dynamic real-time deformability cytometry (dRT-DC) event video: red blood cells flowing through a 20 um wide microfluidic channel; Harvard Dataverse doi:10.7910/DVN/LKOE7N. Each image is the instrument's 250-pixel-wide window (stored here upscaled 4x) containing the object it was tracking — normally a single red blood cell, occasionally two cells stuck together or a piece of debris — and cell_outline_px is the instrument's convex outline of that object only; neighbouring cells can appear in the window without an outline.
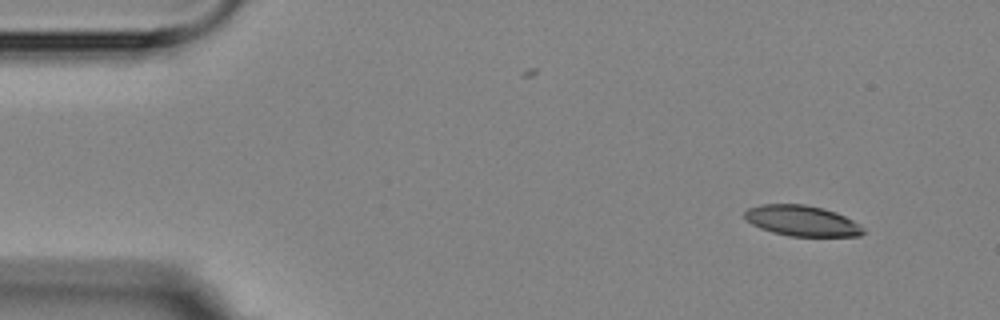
{"species": "Egyptian fruit bat (a non-hibernating species)", "species_latin": "Rousettus aegyptiacus", "temperature_condition": "room temperature", "stored_images_in_passage": 4, "camera_frame_rate_fps": 3000, "um_per_image_px": 0.085, "animal": {"sex": "female"}, "frame": {"image": 1, "passage_image": 1, "time_ms": 0.0, "image_size_px": [1000, 320], "cell_outline_px": [[864, 232], [860, 236], [788, 236], [772, 232], [760, 228], [752, 224], [744, 216], [744, 212], [748, 208], [760, 204], [804, 204], [836, 212], [860, 224], [864, 228]], "centroid_in_image_um": [68.16, 18.77], "position_along_channel_um": 16.8, "area_um2": 21.1}}
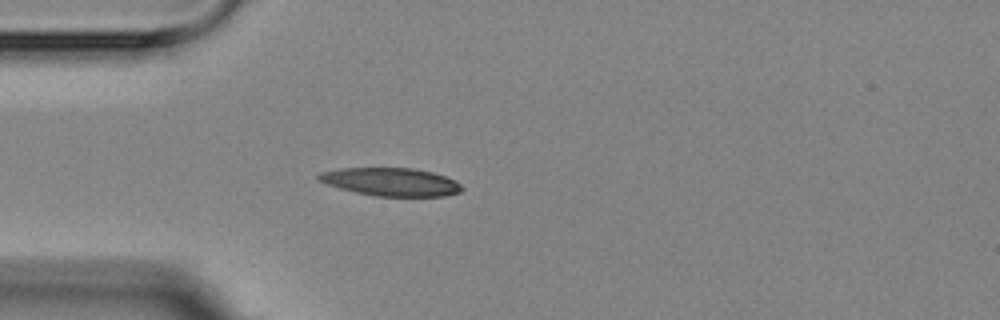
{"frame": {"image": 2, "passage_image": 4, "time_ms": 3.333, "image_size_px": [1000, 320], "cell_outline_px": [[464, 188], [460, 192], [448, 196], [376, 196], [356, 192], [340, 188], [316, 180], [316, 176], [320, 172], [340, 168], [412, 168], [432, 172], [456, 180]], "centroid_in_image_um": [33.23, 15.46], "position_along_channel_um": 51.8, "area_um2": 23.47}}